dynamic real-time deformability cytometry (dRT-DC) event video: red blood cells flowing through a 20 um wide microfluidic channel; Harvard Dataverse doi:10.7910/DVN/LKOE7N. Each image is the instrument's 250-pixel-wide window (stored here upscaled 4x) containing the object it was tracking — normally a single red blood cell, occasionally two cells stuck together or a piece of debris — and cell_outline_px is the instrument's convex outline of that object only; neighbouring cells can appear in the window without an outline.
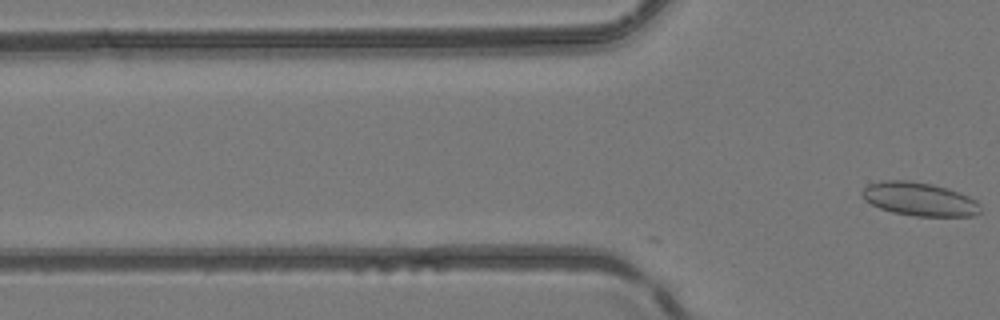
{"species": "common noctule bat (a hibernating species)", "species_latin": "Nyctalus noctula", "temperature_condition": "room temperature", "stored_images_in_passage": 15, "camera_frame_rate_fps": 3000, "um_per_image_px": 0.085, "animal": {"sex": "female", "body_mass_g": 24.6, "forearm_length_mm": 56.2}, "frame": {"image": 1, "passage_image": 15, "time_ms": 4.667, "image_size_px": [1000, 320], "cell_outline_px": [[984, 212], [976, 216], [916, 216], [892, 212], [880, 208], [864, 200], [860, 192], [868, 184], [884, 180], [908, 180], [932, 184], [948, 188], [960, 192], [976, 200], [980, 204]], "centroid_in_image_um": [78.19, 16.93], "position_along_channel_um": 47.6, "area_um2": 23.41}}